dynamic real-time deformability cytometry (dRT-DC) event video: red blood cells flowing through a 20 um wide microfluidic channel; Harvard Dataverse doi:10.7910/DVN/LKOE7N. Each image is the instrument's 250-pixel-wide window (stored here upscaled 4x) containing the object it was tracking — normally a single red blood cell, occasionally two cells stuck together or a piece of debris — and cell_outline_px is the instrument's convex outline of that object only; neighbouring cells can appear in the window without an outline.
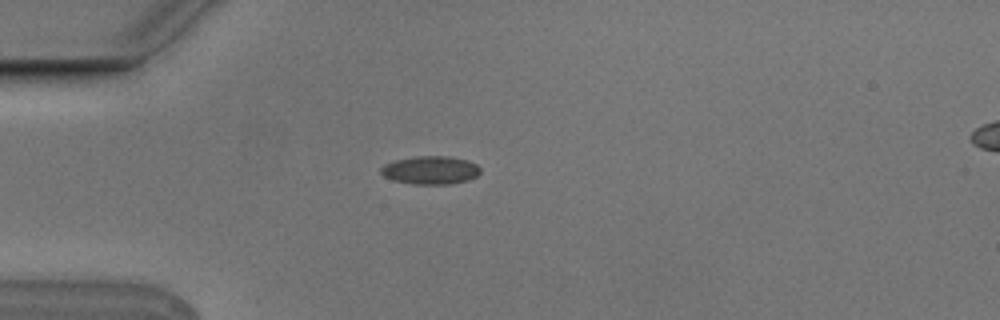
{"species": "Egyptian fruit bat (a non-hibernating species)", "species_latin": "Rousettus aegyptiacus", "temperature_condition": "cold", "stored_images_in_passage": 2, "segment_of_instrument_passage": [1, 2], "camera_frame_rate_fps": 3000, "um_per_image_px": 0.085, "animal": {"sex": "male"}, "frame": {"image": 1, "passage_image": 1, "time_ms": 0.0, "image_size_px": [1000, 320], "cell_outline_px": [[480, 172], [476, 176], [468, 180], [448, 184], [412, 184], [392, 180], [384, 176], [380, 172], [380, 168], [384, 164], [396, 160], [416, 156], [448, 156], [468, 160], [476, 164], [480, 168]], "centroid_in_image_um": [36.58, 14.46], "position_along_channel_um": 48.4, "area_um2": 16.36}}